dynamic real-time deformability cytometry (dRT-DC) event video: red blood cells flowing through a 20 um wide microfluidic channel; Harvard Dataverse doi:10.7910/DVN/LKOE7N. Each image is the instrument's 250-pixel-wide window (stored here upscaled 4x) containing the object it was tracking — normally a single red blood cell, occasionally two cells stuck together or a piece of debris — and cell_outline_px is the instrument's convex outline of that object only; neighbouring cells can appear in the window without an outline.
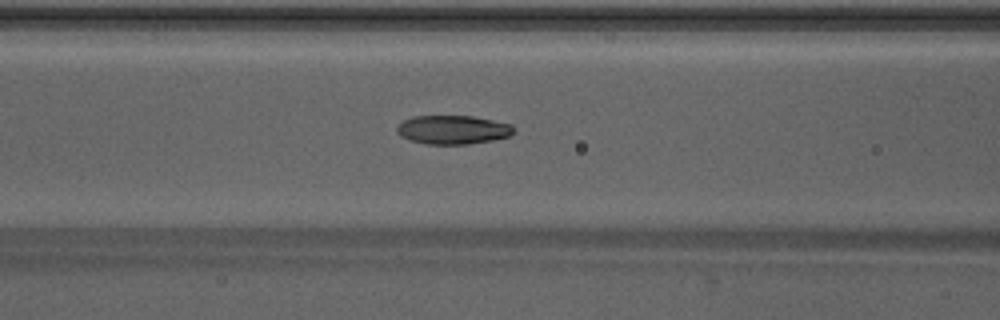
{"species": "Egyptian fruit bat (a non-hibernating species)", "species_latin": "Rousettus aegyptiacus", "temperature_condition": "warm", "stored_images_in_passage": 48, "camera_frame_rate_fps": 3000, "um_per_image_px": 0.085, "animal": {"sex": "male"}, "frame": {"image": 1, "passage_image": 20, "time_ms": 6.333, "image_size_px": [1000, 320], "cell_outline_px": [[516, 132], [508, 136], [492, 140], [468, 144], [424, 144], [400, 136], [396, 128], [404, 120], [412, 116], [472, 116], [512, 124], [516, 128]], "centroid_in_image_um": [38.53, 11.02], "position_along_channel_um": 128.1, "area_um2": 19.59}}
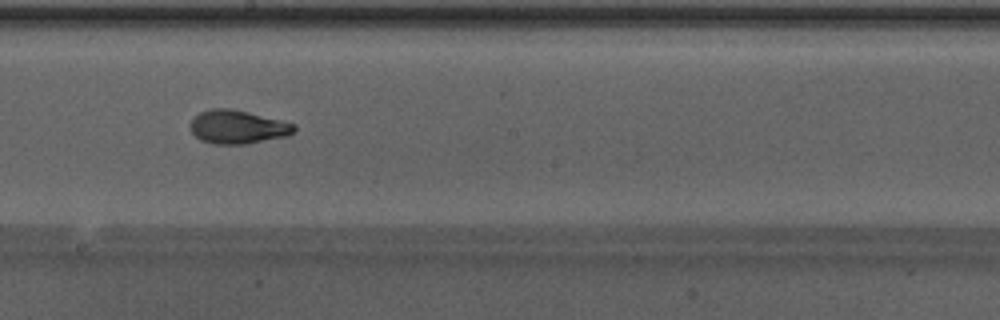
{"frame": {"image": 2, "passage_image": 27, "time_ms": 8.667, "image_size_px": [1000, 320], "cell_outline_px": [[296, 132], [288, 136], [244, 144], [212, 144], [200, 140], [192, 132], [192, 120], [200, 112], [212, 108], [228, 108], [248, 112], [296, 124]], "centroid_in_image_um": [20.24, 10.8], "position_along_channel_um": 228.0, "area_um2": 20.17}}
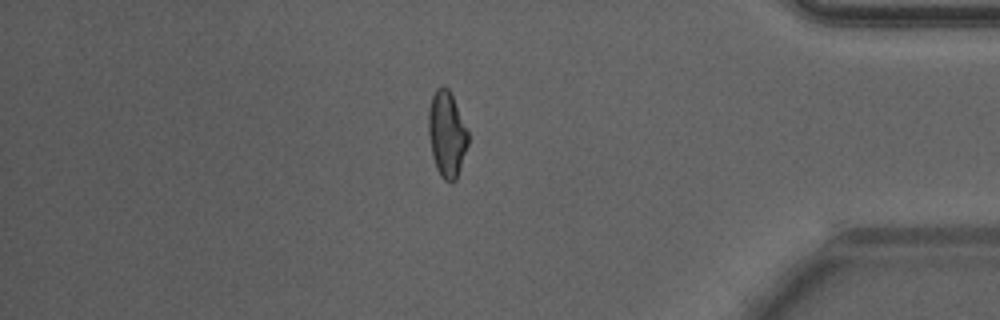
{"frame": {"image": 3, "passage_image": 41, "time_ms": 13.333, "image_size_px": [1000, 320], "cell_outline_px": [[468, 144], [456, 180], [452, 184], [444, 180], [440, 176], [436, 168], [432, 156], [428, 136], [428, 108], [432, 96], [436, 88], [440, 84], [448, 88], [452, 96], [468, 132]], "centroid_in_image_um": [37.95, 11.42], "position_along_channel_um": 397.2, "area_um2": 19.94}, "authors_computed_cell_mechanics": {"area_um2": 20.0277, "velocity_mm_per_s": 4.2869, "shape_relaxation_time_tau1_ms": 3.8477, "shape_relaxation_time_tau2_ms": 1.2636, "deformation_change_tau1": 0.1567, "deformation_change_tau2": 0.072}}